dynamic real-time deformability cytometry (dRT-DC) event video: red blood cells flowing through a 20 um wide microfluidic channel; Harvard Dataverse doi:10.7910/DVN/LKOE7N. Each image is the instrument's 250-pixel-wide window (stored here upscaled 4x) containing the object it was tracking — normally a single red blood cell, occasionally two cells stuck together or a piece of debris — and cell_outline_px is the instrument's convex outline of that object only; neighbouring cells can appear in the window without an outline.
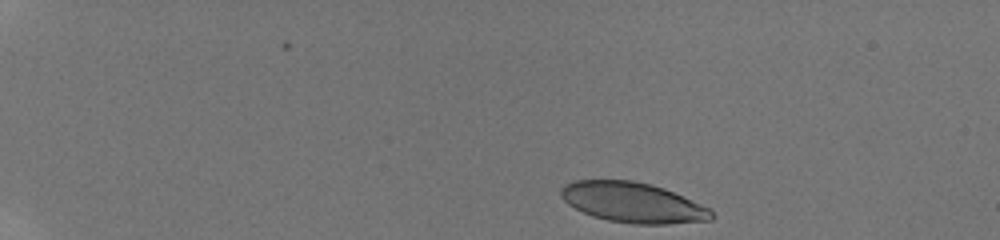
{"species": "human", "species_latin": "Homo sapiens", "temperature_condition": "room temperature", "stored_images_in_passage": 44, "camera_frame_rate_fps": 3000, "um_per_image_px": 0.085, "donor": {"sex": "male"}, "frame": {"image": 1, "passage_image": 1, "time_ms": 0.0, "image_size_px": [1000, 240], "cell_outline_px": [[716, 216], [712, 220], [668, 224], [636, 224], [608, 220], [592, 216], [568, 204], [560, 196], [560, 188], [564, 184], [576, 180], [632, 180], [652, 184], [664, 188], [700, 204], [708, 208]], "centroid_in_image_um": [53.78, 17.21], "position_along_channel_um": 31.2, "area_um2": 35.2}}
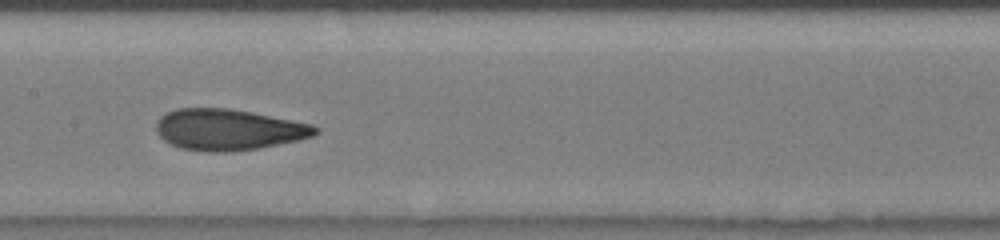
{"frame": {"image": 2, "passage_image": 22, "time_ms": 7.0, "image_size_px": [1000, 240], "cell_outline_px": [[320, 132], [312, 136], [300, 140], [256, 148], [232, 152], [204, 152], [180, 148], [164, 140], [160, 136], [156, 128], [156, 120], [160, 116], [176, 108], [228, 108], [252, 112], [312, 124], [320, 128]], "centroid_in_image_um": [19.42, 11.02], "position_along_channel_um": 188.0, "area_um2": 38.26}}
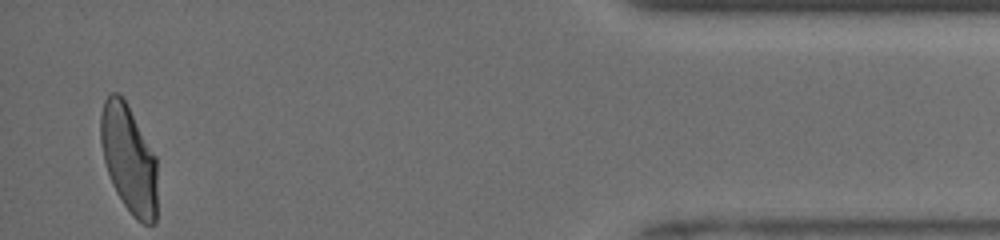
{"frame": {"image": 3, "passage_image": 44, "time_ms": 14.333, "image_size_px": [1000, 240], "cell_outline_px": [[156, 224], [144, 224], [136, 220], [132, 216], [116, 192], [112, 184], [104, 160], [100, 144], [100, 116], [104, 100], [112, 92], [116, 92], [124, 100], [156, 156]], "centroid_in_image_um": [10.94, 13.55], "position_along_channel_um": 424.3, "area_um2": 35.43}, "authors_computed_cell_mechanics": {"area_um2": 37.1943, "velocity_mm_per_s": 3.9421, "shape_relaxation_time_tau1_ms": 6.1011, "shape_relaxation_time_tau2_ms": 0.9684, "deformation_change_tau1": 0.2146, "deformation_change_tau2": 0.0641}}